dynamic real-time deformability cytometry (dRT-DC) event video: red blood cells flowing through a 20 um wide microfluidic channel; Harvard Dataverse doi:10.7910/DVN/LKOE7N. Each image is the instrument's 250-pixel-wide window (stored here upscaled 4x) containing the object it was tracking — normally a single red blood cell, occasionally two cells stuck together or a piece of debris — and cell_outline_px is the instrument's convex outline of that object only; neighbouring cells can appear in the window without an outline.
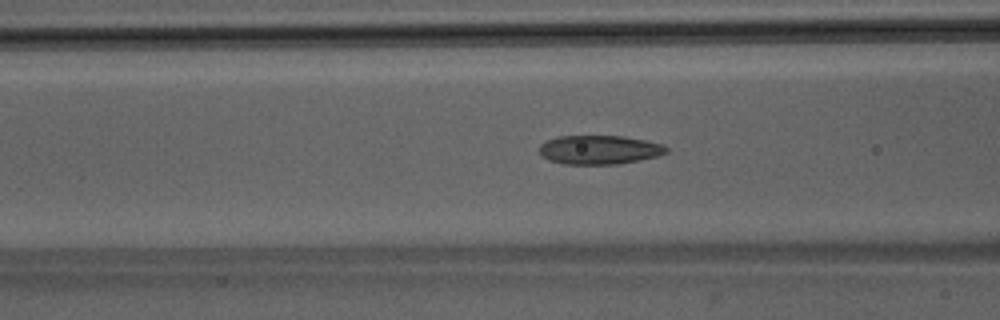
{"species": "Egyptian fruit bat (a non-hibernating species)", "species_latin": "Rousettus aegyptiacus", "temperature_condition": "room temperature", "stored_images_in_passage": 50, "camera_frame_rate_fps": 3000, "um_per_image_px": 0.085, "animal": {"sex": "male"}, "frame": {"image": 1, "passage_image": 20, "time_ms": 6.333, "image_size_px": [1000, 320], "cell_outline_px": [[668, 152], [656, 156], [640, 160], [620, 164], [564, 164], [548, 160], [540, 156], [540, 144], [548, 140], [560, 136], [620, 136], [644, 140], [664, 144], [668, 148]], "centroid_in_image_um": [50.94, 12.74], "position_along_channel_um": 115.7, "area_um2": 21.44}}
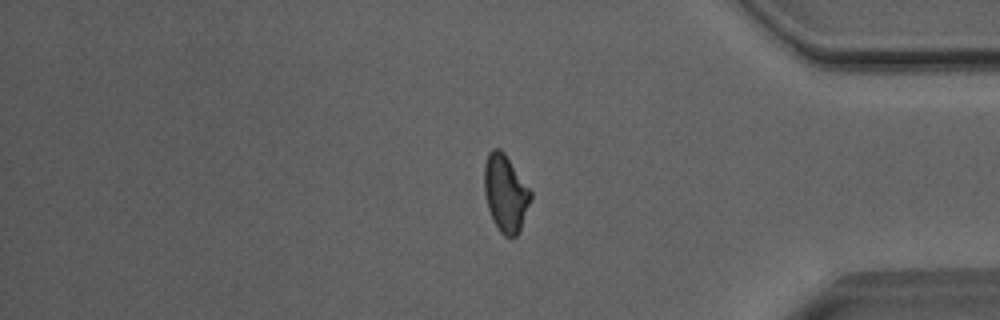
{"frame": {"image": 2, "passage_image": 42, "time_ms": 13.667, "image_size_px": [1000, 320], "cell_outline_px": [[532, 200], [520, 228], [516, 236], [504, 236], [500, 232], [492, 220], [488, 208], [484, 192], [484, 164], [488, 152], [492, 148], [500, 148], [504, 152], [532, 192]], "centroid_in_image_um": [42.96, 16.4], "position_along_channel_um": 392.2, "area_um2": 20.92}}
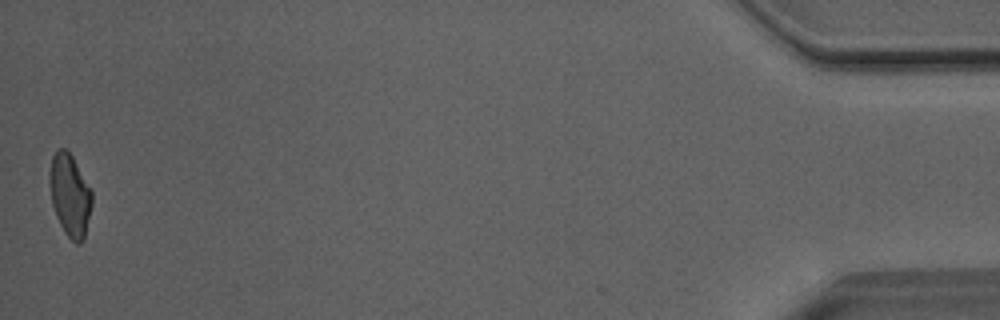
{"frame": {"image": 3, "passage_image": 50, "time_ms": 16.333, "image_size_px": [1000, 320], "cell_outline_px": [[92, 204], [84, 240], [80, 244], [76, 244], [64, 232], [56, 216], [52, 204], [48, 180], [48, 176], [52, 156], [60, 148], [64, 148], [72, 156], [92, 192]], "centroid_in_image_um": [5.93, 16.61], "position_along_channel_um": 429.3, "area_um2": 20.29}, "authors_computed_cell_mechanics": {"area_um2": 21.2704, "velocity_mm_per_s": 4.0863, "shape_relaxation_time_tau1_ms": 6.8736, "shape_relaxation_time_tau2_ms": 1.7764, "deformation_change_tau1": 0.1757, "deformation_change_tau2": 0.0717}}